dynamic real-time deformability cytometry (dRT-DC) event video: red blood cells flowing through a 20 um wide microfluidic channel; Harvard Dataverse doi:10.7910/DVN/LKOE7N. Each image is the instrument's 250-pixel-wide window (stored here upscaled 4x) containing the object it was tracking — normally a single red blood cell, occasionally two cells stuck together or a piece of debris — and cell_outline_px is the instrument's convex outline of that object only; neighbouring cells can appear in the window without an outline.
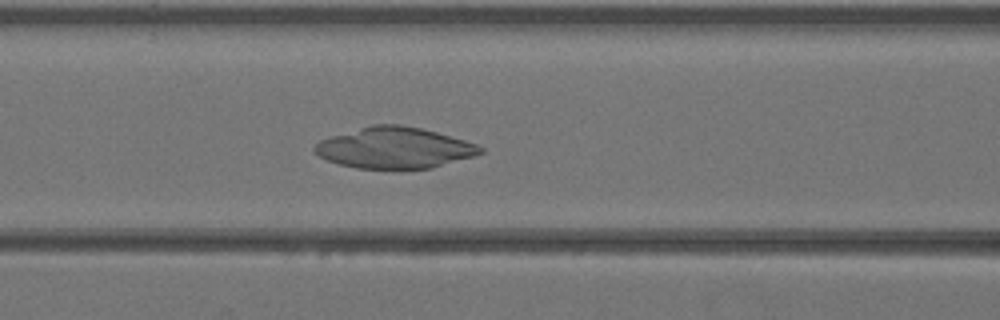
{"species": "Egyptian fruit bat (a non-hibernating species)", "species_latin": "Rousettus aegyptiacus", "temperature_condition": "warm", "stored_images_in_passage": 31, "camera_frame_rate_fps": 3000, "um_per_image_px": 0.085, "animal": {"sex": "female"}, "frame": {"image": 1, "passage_image": 6, "time_ms": 1.667, "image_size_px": [1000, 320], "cell_outline_px": [[484, 152], [476, 156], [432, 168], [356, 168], [340, 164], [328, 160], [320, 156], [312, 148], [320, 140], [328, 136], [372, 124], [400, 124], [420, 128], [436, 132], [464, 140], [476, 144], [484, 148]], "centroid_in_image_um": [33.54, 12.56], "position_along_channel_um": 133.1, "area_um2": 39.59}}
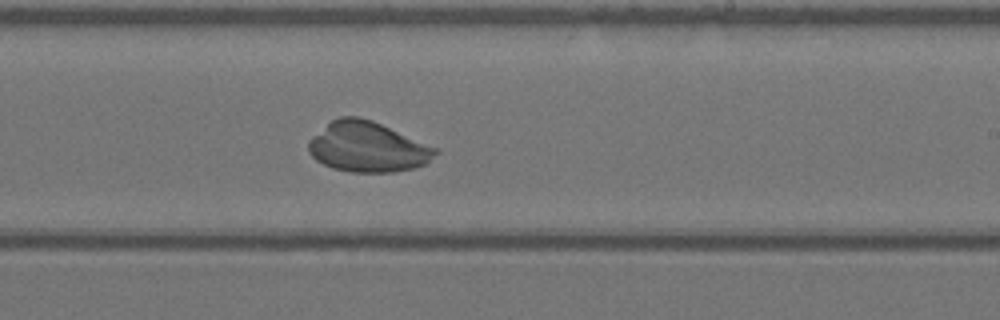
{"frame": {"image": 2, "passage_image": 14, "time_ms": 4.333, "image_size_px": [1000, 320], "cell_outline_px": [[440, 152], [424, 164], [416, 168], [392, 172], [352, 172], [332, 168], [316, 160], [308, 152], [308, 140], [312, 136], [332, 120], [340, 116], [360, 116], [372, 120], [436, 148]], "centroid_in_image_um": [31.22, 12.49], "position_along_channel_um": 257.8, "area_um2": 36.99}}
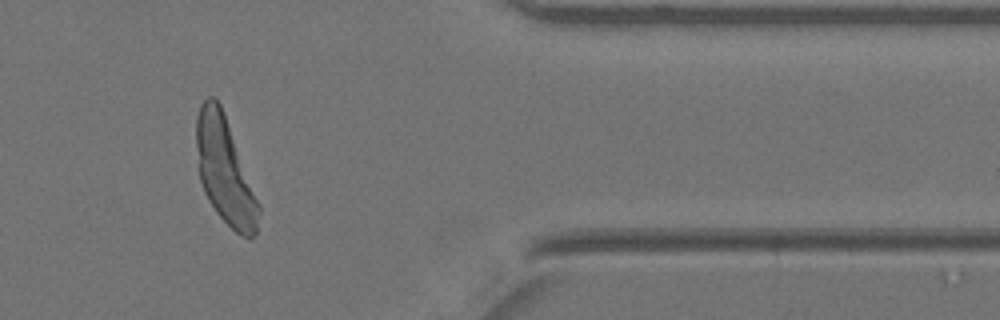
{"frame": {"image": 3, "passage_image": 24, "time_ms": 7.667, "image_size_px": [1000, 320], "cell_outline_px": [[260, 212], [256, 232], [248, 240], [236, 232], [216, 212], [208, 200], [204, 192], [200, 180], [196, 144], [196, 116], [200, 104], [208, 96], [212, 96], [220, 104], [224, 112], [260, 204]], "centroid_in_image_um": [19.11, 14.51], "position_along_channel_um": 392.3, "area_um2": 38.49}}